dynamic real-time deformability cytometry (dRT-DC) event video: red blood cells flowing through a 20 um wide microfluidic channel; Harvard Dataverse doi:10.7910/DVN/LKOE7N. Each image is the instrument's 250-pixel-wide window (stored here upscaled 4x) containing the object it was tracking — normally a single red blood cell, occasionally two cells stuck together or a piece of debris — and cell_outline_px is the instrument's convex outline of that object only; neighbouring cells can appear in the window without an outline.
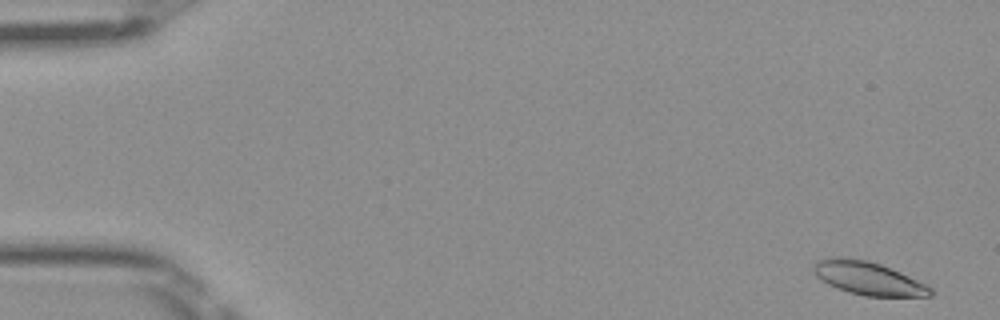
{"species": "Egyptian fruit bat (a non-hibernating species)", "species_latin": "Rousettus aegyptiacus", "temperature_condition": "room temperature", "stored_images_in_passage": 51, "camera_frame_rate_fps": 3000, "um_per_image_px": 0.085, "frame": {"image": 1, "passage_image": 2, "time_ms": 0.333, "image_size_px": [1000, 320], "cell_outline_px": [[932, 296], [864, 296], [848, 292], [836, 288], [820, 280], [812, 272], [812, 264], [816, 260], [828, 256], [836, 256], [868, 260], [880, 264], [900, 272], [932, 288]], "centroid_in_image_um": [73.69, 23.63], "position_along_channel_um": 11.3, "area_um2": 22.77}}
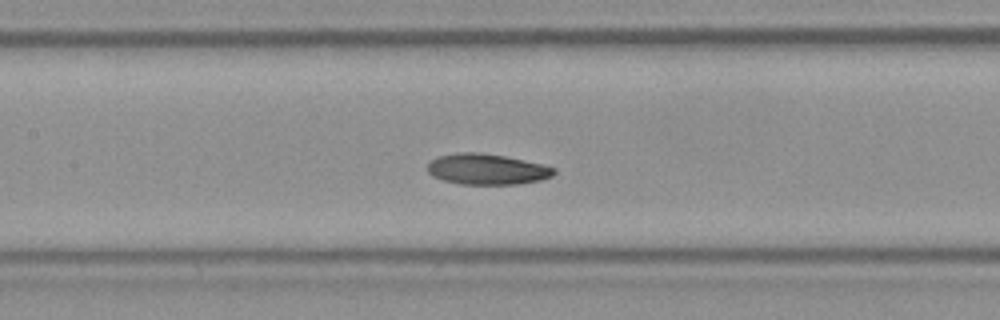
{"frame": {"image": 2, "passage_image": 24, "time_ms": 7.667, "image_size_px": [1000, 320], "cell_outline_px": [[556, 172], [552, 176], [540, 180], [516, 184], [460, 184], [444, 180], [432, 176], [428, 172], [428, 160], [440, 156], [460, 152], [476, 152], [504, 156], [544, 164], [556, 168]], "centroid_in_image_um": [41.39, 14.38], "position_along_channel_um": 166.0, "area_um2": 22.66}}
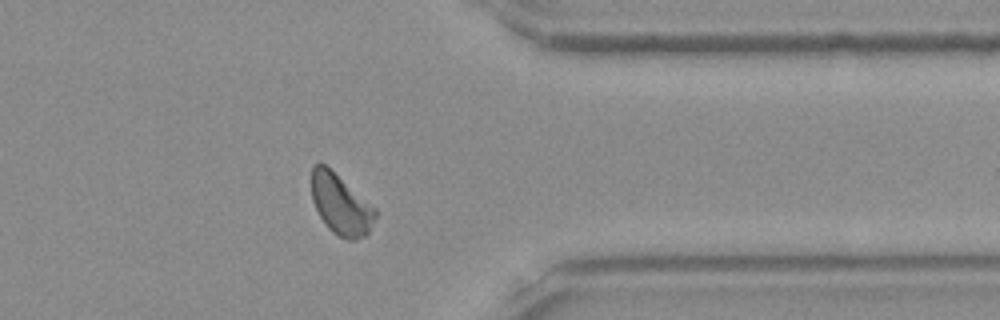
{"frame": {"image": 3, "passage_image": 41, "time_ms": 13.333, "image_size_px": [1000, 320], "cell_outline_px": [[376, 216], [368, 232], [364, 236], [356, 240], [348, 240], [332, 232], [328, 228], [320, 216], [312, 200], [312, 164], [320, 160], [376, 208]], "centroid_in_image_um": [28.94, 17.36], "position_along_channel_um": 382.5, "area_um2": 22.31}, "authors_computed_cell_mechanics": {"area_um2": 22.5998, "velocity_mm_per_s": 3.9978, "shape_relaxation_time_tau1_ms": 4.3894, "shape_relaxation_time_tau2_ms": 3.2258, "deformation_change_tau1": 0.0931, "deformation_change_tau2": 0.0854}}